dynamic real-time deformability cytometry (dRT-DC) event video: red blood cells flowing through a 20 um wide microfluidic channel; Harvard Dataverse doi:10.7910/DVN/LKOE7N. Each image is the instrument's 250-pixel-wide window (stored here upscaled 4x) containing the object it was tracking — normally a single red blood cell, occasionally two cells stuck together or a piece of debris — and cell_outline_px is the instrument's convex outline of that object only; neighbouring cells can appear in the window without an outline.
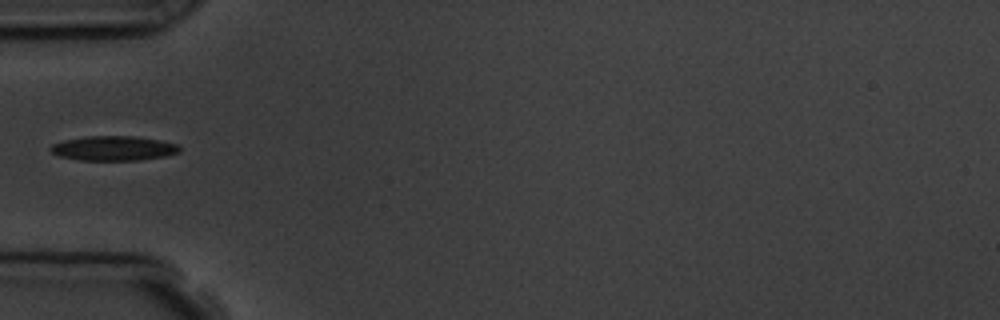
{"species": "common noctule bat (a hibernating species)", "species_latin": "Nyctalus noctula", "temperature_condition": "room temperature", "stored_images_in_passage": 6, "camera_frame_rate_fps": 3000, "um_per_image_px": 0.085, "animal": {"sex": "male", "body_mass_g": 19.5, "forearm_length_mm": 54.6}, "frame": {"image": 1, "passage_image": 6, "time_ms": 5.667, "image_size_px": [1000, 320], "cell_outline_px": [[180, 152], [164, 156], [140, 160], [80, 160], [56, 156], [48, 148], [52, 144], [64, 140], [88, 136], [132, 136], [160, 140], [176, 144], [180, 148]], "centroid_in_image_um": [9.61, 12.61], "position_along_channel_um": 75.4, "area_um2": 18.5}}